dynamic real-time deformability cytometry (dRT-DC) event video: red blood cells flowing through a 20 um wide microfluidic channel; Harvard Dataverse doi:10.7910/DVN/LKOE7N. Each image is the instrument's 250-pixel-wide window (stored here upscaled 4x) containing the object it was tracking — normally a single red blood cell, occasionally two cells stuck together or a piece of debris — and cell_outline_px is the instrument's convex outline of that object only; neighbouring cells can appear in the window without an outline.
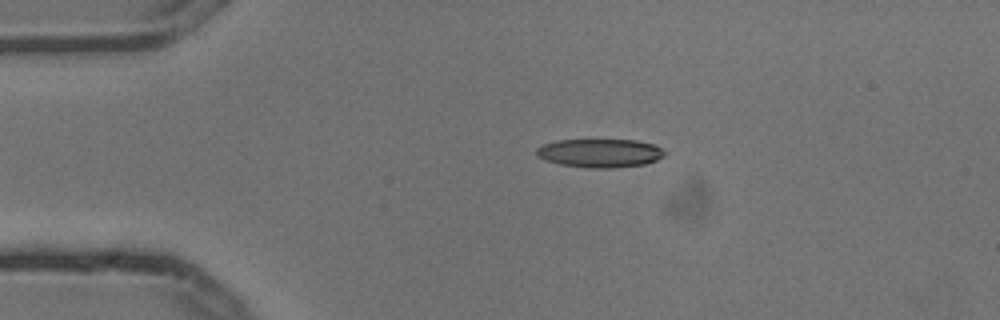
{"species": "common noctule bat (a hibernating species)", "species_latin": "Nyctalus noctula", "temperature_condition": "cold", "stored_images_in_passage": 4, "camera_frame_rate_fps": 3000, "um_per_image_px": 0.085, "animal": {"sex": "male", "body_mass_g": 13.3}, "frame": {"image": 1, "passage_image": 3, "time_ms": 0.667, "image_size_px": [1000, 320], "cell_outline_px": [[664, 156], [656, 160], [644, 164], [612, 168], [588, 168], [560, 164], [544, 160], [536, 156], [536, 148], [544, 144], [556, 140], [636, 140], [656, 144], [664, 152]], "centroid_in_image_um": [50.97, 13.01], "position_along_channel_um": 34.0, "area_um2": 21.39}}